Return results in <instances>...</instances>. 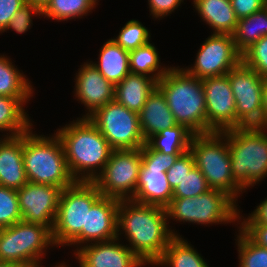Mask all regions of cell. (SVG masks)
<instances>
[{"mask_svg": "<svg viewBox=\"0 0 267 267\" xmlns=\"http://www.w3.org/2000/svg\"><path fill=\"white\" fill-rule=\"evenodd\" d=\"M118 241V242H117ZM79 267H143L146 264L119 238L80 247L75 253Z\"/></svg>", "mask_w": 267, "mask_h": 267, "instance_id": "18", "label": "cell"}, {"mask_svg": "<svg viewBox=\"0 0 267 267\" xmlns=\"http://www.w3.org/2000/svg\"><path fill=\"white\" fill-rule=\"evenodd\" d=\"M33 128L23 134V161L29 182L53 185L64 189L75 180L66 163L60 138L33 133Z\"/></svg>", "mask_w": 267, "mask_h": 267, "instance_id": "4", "label": "cell"}, {"mask_svg": "<svg viewBox=\"0 0 267 267\" xmlns=\"http://www.w3.org/2000/svg\"><path fill=\"white\" fill-rule=\"evenodd\" d=\"M62 190L53 185L29 181L17 189L22 221L42 224L52 231Z\"/></svg>", "mask_w": 267, "mask_h": 267, "instance_id": "16", "label": "cell"}, {"mask_svg": "<svg viewBox=\"0 0 267 267\" xmlns=\"http://www.w3.org/2000/svg\"><path fill=\"white\" fill-rule=\"evenodd\" d=\"M262 113H263V126L267 127V78H265L262 90Z\"/></svg>", "mask_w": 267, "mask_h": 267, "instance_id": "44", "label": "cell"}, {"mask_svg": "<svg viewBox=\"0 0 267 267\" xmlns=\"http://www.w3.org/2000/svg\"><path fill=\"white\" fill-rule=\"evenodd\" d=\"M184 0H148L150 16L164 18L174 12Z\"/></svg>", "mask_w": 267, "mask_h": 267, "instance_id": "40", "label": "cell"}, {"mask_svg": "<svg viewBox=\"0 0 267 267\" xmlns=\"http://www.w3.org/2000/svg\"><path fill=\"white\" fill-rule=\"evenodd\" d=\"M139 114V125L145 142L163 129L177 125L166 98L156 87L147 98Z\"/></svg>", "mask_w": 267, "mask_h": 267, "instance_id": "21", "label": "cell"}, {"mask_svg": "<svg viewBox=\"0 0 267 267\" xmlns=\"http://www.w3.org/2000/svg\"><path fill=\"white\" fill-rule=\"evenodd\" d=\"M193 133L184 125L177 124L172 128L163 129L150 137L146 143L163 154L182 155L189 151Z\"/></svg>", "mask_w": 267, "mask_h": 267, "instance_id": "28", "label": "cell"}, {"mask_svg": "<svg viewBox=\"0 0 267 267\" xmlns=\"http://www.w3.org/2000/svg\"><path fill=\"white\" fill-rule=\"evenodd\" d=\"M150 32L138 20H129L113 40L124 50L130 52L150 42Z\"/></svg>", "mask_w": 267, "mask_h": 267, "instance_id": "33", "label": "cell"}, {"mask_svg": "<svg viewBox=\"0 0 267 267\" xmlns=\"http://www.w3.org/2000/svg\"><path fill=\"white\" fill-rule=\"evenodd\" d=\"M180 155L163 154L153 150L147 143L141 147L136 193L131 199L137 203L165 208L173 198V190L168 182L167 170Z\"/></svg>", "mask_w": 267, "mask_h": 267, "instance_id": "10", "label": "cell"}, {"mask_svg": "<svg viewBox=\"0 0 267 267\" xmlns=\"http://www.w3.org/2000/svg\"><path fill=\"white\" fill-rule=\"evenodd\" d=\"M239 216V224H267V199L265 198L256 209L245 219Z\"/></svg>", "mask_w": 267, "mask_h": 267, "instance_id": "43", "label": "cell"}, {"mask_svg": "<svg viewBox=\"0 0 267 267\" xmlns=\"http://www.w3.org/2000/svg\"><path fill=\"white\" fill-rule=\"evenodd\" d=\"M237 249L239 267H267V248L253 242L239 227Z\"/></svg>", "mask_w": 267, "mask_h": 267, "instance_id": "32", "label": "cell"}, {"mask_svg": "<svg viewBox=\"0 0 267 267\" xmlns=\"http://www.w3.org/2000/svg\"><path fill=\"white\" fill-rule=\"evenodd\" d=\"M267 127L250 126L227 130L234 180L246 190L267 177Z\"/></svg>", "mask_w": 267, "mask_h": 267, "instance_id": "5", "label": "cell"}, {"mask_svg": "<svg viewBox=\"0 0 267 267\" xmlns=\"http://www.w3.org/2000/svg\"><path fill=\"white\" fill-rule=\"evenodd\" d=\"M226 75L236 103L237 128L263 126L262 90L265 77L242 61Z\"/></svg>", "mask_w": 267, "mask_h": 267, "instance_id": "13", "label": "cell"}, {"mask_svg": "<svg viewBox=\"0 0 267 267\" xmlns=\"http://www.w3.org/2000/svg\"><path fill=\"white\" fill-rule=\"evenodd\" d=\"M238 19L249 16L267 6V0H230Z\"/></svg>", "mask_w": 267, "mask_h": 267, "instance_id": "39", "label": "cell"}, {"mask_svg": "<svg viewBox=\"0 0 267 267\" xmlns=\"http://www.w3.org/2000/svg\"><path fill=\"white\" fill-rule=\"evenodd\" d=\"M192 4L213 34H234L238 18L230 0H193Z\"/></svg>", "mask_w": 267, "mask_h": 267, "instance_id": "23", "label": "cell"}, {"mask_svg": "<svg viewBox=\"0 0 267 267\" xmlns=\"http://www.w3.org/2000/svg\"><path fill=\"white\" fill-rule=\"evenodd\" d=\"M189 151L209 187L227 193L237 202L238 195L245 190L234 180L231 172L227 131L193 135Z\"/></svg>", "mask_w": 267, "mask_h": 267, "instance_id": "6", "label": "cell"}, {"mask_svg": "<svg viewBox=\"0 0 267 267\" xmlns=\"http://www.w3.org/2000/svg\"><path fill=\"white\" fill-rule=\"evenodd\" d=\"M99 50L98 62H90L115 86L130 73L129 52L112 38L107 40Z\"/></svg>", "mask_w": 267, "mask_h": 267, "instance_id": "24", "label": "cell"}, {"mask_svg": "<svg viewBox=\"0 0 267 267\" xmlns=\"http://www.w3.org/2000/svg\"><path fill=\"white\" fill-rule=\"evenodd\" d=\"M0 267H23L17 263L0 261Z\"/></svg>", "mask_w": 267, "mask_h": 267, "instance_id": "46", "label": "cell"}, {"mask_svg": "<svg viewBox=\"0 0 267 267\" xmlns=\"http://www.w3.org/2000/svg\"><path fill=\"white\" fill-rule=\"evenodd\" d=\"M55 246L52 231L45 225L19 221L0 229V261L23 267H42V257Z\"/></svg>", "mask_w": 267, "mask_h": 267, "instance_id": "9", "label": "cell"}, {"mask_svg": "<svg viewBox=\"0 0 267 267\" xmlns=\"http://www.w3.org/2000/svg\"><path fill=\"white\" fill-rule=\"evenodd\" d=\"M25 3V0H0V33H3L12 17Z\"/></svg>", "mask_w": 267, "mask_h": 267, "instance_id": "41", "label": "cell"}, {"mask_svg": "<svg viewBox=\"0 0 267 267\" xmlns=\"http://www.w3.org/2000/svg\"><path fill=\"white\" fill-rule=\"evenodd\" d=\"M117 223V237L120 239L121 234H125L131 251L152 267L162 258L170 240L179 236L169 229L165 208L131 199L119 201Z\"/></svg>", "mask_w": 267, "mask_h": 267, "instance_id": "1", "label": "cell"}, {"mask_svg": "<svg viewBox=\"0 0 267 267\" xmlns=\"http://www.w3.org/2000/svg\"><path fill=\"white\" fill-rule=\"evenodd\" d=\"M88 119L113 150L139 149L146 143L140 130L139 114L115 100L99 107Z\"/></svg>", "mask_w": 267, "mask_h": 267, "instance_id": "11", "label": "cell"}, {"mask_svg": "<svg viewBox=\"0 0 267 267\" xmlns=\"http://www.w3.org/2000/svg\"><path fill=\"white\" fill-rule=\"evenodd\" d=\"M264 36H267V6L256 13L238 19L233 34L235 48L242 55Z\"/></svg>", "mask_w": 267, "mask_h": 267, "instance_id": "26", "label": "cell"}, {"mask_svg": "<svg viewBox=\"0 0 267 267\" xmlns=\"http://www.w3.org/2000/svg\"><path fill=\"white\" fill-rule=\"evenodd\" d=\"M66 263L64 262V263H61V264H59V262H58V265H56L55 267H68L67 265H65Z\"/></svg>", "mask_w": 267, "mask_h": 267, "instance_id": "47", "label": "cell"}, {"mask_svg": "<svg viewBox=\"0 0 267 267\" xmlns=\"http://www.w3.org/2000/svg\"><path fill=\"white\" fill-rule=\"evenodd\" d=\"M119 201L116 198L102 195L91 209L87 210L86 229H82V232L69 244V246L77 244L74 253L90 242L92 244V242L98 243L117 238Z\"/></svg>", "mask_w": 267, "mask_h": 267, "instance_id": "17", "label": "cell"}, {"mask_svg": "<svg viewBox=\"0 0 267 267\" xmlns=\"http://www.w3.org/2000/svg\"><path fill=\"white\" fill-rule=\"evenodd\" d=\"M242 62L261 77L267 78V36L259 39L242 54Z\"/></svg>", "mask_w": 267, "mask_h": 267, "instance_id": "36", "label": "cell"}, {"mask_svg": "<svg viewBox=\"0 0 267 267\" xmlns=\"http://www.w3.org/2000/svg\"><path fill=\"white\" fill-rule=\"evenodd\" d=\"M96 6L91 0H49L41 9L44 16L56 21H68L69 19L87 16Z\"/></svg>", "mask_w": 267, "mask_h": 267, "instance_id": "31", "label": "cell"}, {"mask_svg": "<svg viewBox=\"0 0 267 267\" xmlns=\"http://www.w3.org/2000/svg\"><path fill=\"white\" fill-rule=\"evenodd\" d=\"M27 3H32L39 6L41 9L47 4L49 0H25Z\"/></svg>", "mask_w": 267, "mask_h": 267, "instance_id": "45", "label": "cell"}, {"mask_svg": "<svg viewBox=\"0 0 267 267\" xmlns=\"http://www.w3.org/2000/svg\"><path fill=\"white\" fill-rule=\"evenodd\" d=\"M80 66L74 79V96L88 110L82 118H88L99 107L114 101L115 86L91 62Z\"/></svg>", "mask_w": 267, "mask_h": 267, "instance_id": "19", "label": "cell"}, {"mask_svg": "<svg viewBox=\"0 0 267 267\" xmlns=\"http://www.w3.org/2000/svg\"><path fill=\"white\" fill-rule=\"evenodd\" d=\"M241 61L233 35L212 33L199 48L192 67L183 69L191 76L204 79L224 76Z\"/></svg>", "mask_w": 267, "mask_h": 267, "instance_id": "14", "label": "cell"}, {"mask_svg": "<svg viewBox=\"0 0 267 267\" xmlns=\"http://www.w3.org/2000/svg\"><path fill=\"white\" fill-rule=\"evenodd\" d=\"M205 92L207 134L237 128L236 103L227 75L202 79Z\"/></svg>", "mask_w": 267, "mask_h": 267, "instance_id": "15", "label": "cell"}, {"mask_svg": "<svg viewBox=\"0 0 267 267\" xmlns=\"http://www.w3.org/2000/svg\"><path fill=\"white\" fill-rule=\"evenodd\" d=\"M160 63L157 48L151 42L129 52L130 73L147 75L158 82L171 68Z\"/></svg>", "mask_w": 267, "mask_h": 267, "instance_id": "30", "label": "cell"}, {"mask_svg": "<svg viewBox=\"0 0 267 267\" xmlns=\"http://www.w3.org/2000/svg\"><path fill=\"white\" fill-rule=\"evenodd\" d=\"M210 189L204 175L195 166L173 190V198H192Z\"/></svg>", "mask_w": 267, "mask_h": 267, "instance_id": "35", "label": "cell"}, {"mask_svg": "<svg viewBox=\"0 0 267 267\" xmlns=\"http://www.w3.org/2000/svg\"><path fill=\"white\" fill-rule=\"evenodd\" d=\"M34 14V15H33ZM40 16L42 15V10L39 6L32 3H25L12 17L10 22L8 23L6 29L16 31L18 34L25 33L28 29H31L32 26V16Z\"/></svg>", "mask_w": 267, "mask_h": 267, "instance_id": "37", "label": "cell"}, {"mask_svg": "<svg viewBox=\"0 0 267 267\" xmlns=\"http://www.w3.org/2000/svg\"><path fill=\"white\" fill-rule=\"evenodd\" d=\"M28 101L30 97L0 96V132L8 131L10 135L6 133V137L22 135L33 128L23 108Z\"/></svg>", "mask_w": 267, "mask_h": 267, "instance_id": "25", "label": "cell"}, {"mask_svg": "<svg viewBox=\"0 0 267 267\" xmlns=\"http://www.w3.org/2000/svg\"><path fill=\"white\" fill-rule=\"evenodd\" d=\"M177 124L194 135L207 134L205 92L202 79L189 75L183 68L171 67L157 82Z\"/></svg>", "mask_w": 267, "mask_h": 267, "instance_id": "3", "label": "cell"}, {"mask_svg": "<svg viewBox=\"0 0 267 267\" xmlns=\"http://www.w3.org/2000/svg\"><path fill=\"white\" fill-rule=\"evenodd\" d=\"M227 193L210 189L192 198H172L165 207L167 219L201 225L238 222L240 211Z\"/></svg>", "mask_w": 267, "mask_h": 267, "instance_id": "7", "label": "cell"}, {"mask_svg": "<svg viewBox=\"0 0 267 267\" xmlns=\"http://www.w3.org/2000/svg\"><path fill=\"white\" fill-rule=\"evenodd\" d=\"M3 137L0 142V186L17 190L28 182L23 161V134Z\"/></svg>", "mask_w": 267, "mask_h": 267, "instance_id": "20", "label": "cell"}, {"mask_svg": "<svg viewBox=\"0 0 267 267\" xmlns=\"http://www.w3.org/2000/svg\"><path fill=\"white\" fill-rule=\"evenodd\" d=\"M157 87V81L143 75L129 73L115 85L114 100L131 111L139 113L147 98Z\"/></svg>", "mask_w": 267, "mask_h": 267, "instance_id": "22", "label": "cell"}, {"mask_svg": "<svg viewBox=\"0 0 267 267\" xmlns=\"http://www.w3.org/2000/svg\"><path fill=\"white\" fill-rule=\"evenodd\" d=\"M22 221L16 189L0 186V229Z\"/></svg>", "mask_w": 267, "mask_h": 267, "instance_id": "34", "label": "cell"}, {"mask_svg": "<svg viewBox=\"0 0 267 267\" xmlns=\"http://www.w3.org/2000/svg\"><path fill=\"white\" fill-rule=\"evenodd\" d=\"M155 265L162 267H209L203 256L180 235L174 236L170 240L162 258Z\"/></svg>", "mask_w": 267, "mask_h": 267, "instance_id": "27", "label": "cell"}, {"mask_svg": "<svg viewBox=\"0 0 267 267\" xmlns=\"http://www.w3.org/2000/svg\"><path fill=\"white\" fill-rule=\"evenodd\" d=\"M140 165L141 148L112 150L94 183L103 196L130 200L136 193Z\"/></svg>", "mask_w": 267, "mask_h": 267, "instance_id": "12", "label": "cell"}, {"mask_svg": "<svg viewBox=\"0 0 267 267\" xmlns=\"http://www.w3.org/2000/svg\"><path fill=\"white\" fill-rule=\"evenodd\" d=\"M195 167V160L193 154L188 151L180 155L175 161L174 165L167 170L168 182L174 190L185 177L186 174H189L190 171Z\"/></svg>", "mask_w": 267, "mask_h": 267, "instance_id": "38", "label": "cell"}, {"mask_svg": "<svg viewBox=\"0 0 267 267\" xmlns=\"http://www.w3.org/2000/svg\"><path fill=\"white\" fill-rule=\"evenodd\" d=\"M91 1L95 6H97L96 4L98 3V0H91Z\"/></svg>", "mask_w": 267, "mask_h": 267, "instance_id": "48", "label": "cell"}, {"mask_svg": "<svg viewBox=\"0 0 267 267\" xmlns=\"http://www.w3.org/2000/svg\"><path fill=\"white\" fill-rule=\"evenodd\" d=\"M239 228L253 242L267 248V224H240Z\"/></svg>", "mask_w": 267, "mask_h": 267, "instance_id": "42", "label": "cell"}, {"mask_svg": "<svg viewBox=\"0 0 267 267\" xmlns=\"http://www.w3.org/2000/svg\"><path fill=\"white\" fill-rule=\"evenodd\" d=\"M11 61L4 54L0 55V96L32 97L31 81Z\"/></svg>", "mask_w": 267, "mask_h": 267, "instance_id": "29", "label": "cell"}, {"mask_svg": "<svg viewBox=\"0 0 267 267\" xmlns=\"http://www.w3.org/2000/svg\"><path fill=\"white\" fill-rule=\"evenodd\" d=\"M102 196L94 182L75 181L62 190L52 239L56 247L69 244L86 229L87 210Z\"/></svg>", "mask_w": 267, "mask_h": 267, "instance_id": "8", "label": "cell"}, {"mask_svg": "<svg viewBox=\"0 0 267 267\" xmlns=\"http://www.w3.org/2000/svg\"><path fill=\"white\" fill-rule=\"evenodd\" d=\"M56 135L62 142L73 179L94 182L113 150L106 138L88 118L81 117L57 129Z\"/></svg>", "mask_w": 267, "mask_h": 267, "instance_id": "2", "label": "cell"}]
</instances>
